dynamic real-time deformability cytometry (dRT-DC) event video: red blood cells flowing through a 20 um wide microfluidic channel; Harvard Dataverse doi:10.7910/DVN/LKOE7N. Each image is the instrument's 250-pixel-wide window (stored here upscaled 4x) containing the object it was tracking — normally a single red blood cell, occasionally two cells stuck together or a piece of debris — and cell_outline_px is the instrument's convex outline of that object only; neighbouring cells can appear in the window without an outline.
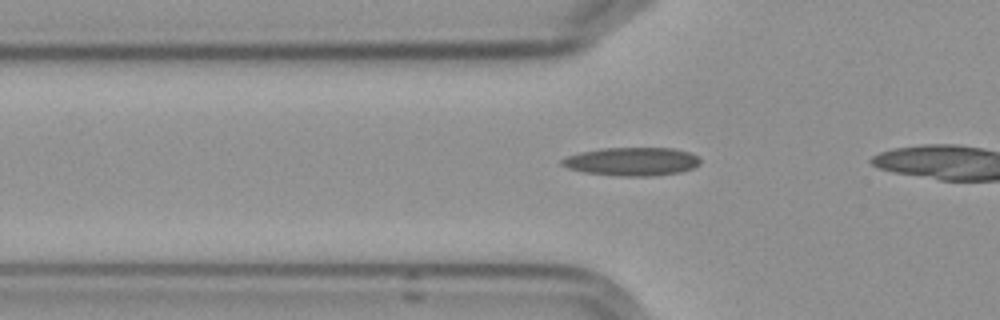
{"species": "Egyptian fruit bat (a non-hibernating species)", "species_latin": "Rousettus aegyptiacus", "temperature_condition": "cold", "stored_images_in_passage": 33, "camera_frame_rate_fps": 3000, "um_per_image_px": 0.085, "frame": {"image": 1, "passage_image": 6, "time_ms": 1.667, "image_size_px": [1000, 320], "cell_outline_px": [[700, 164], [692, 168], [680, 172], [652, 176], [620, 176], [584, 172], [568, 168], [560, 164], [560, 160], [568, 156], [580, 152], [600, 148], [672, 148], [692, 152], [700, 160]], "centroid_in_image_um": [53.71, 13.72], "position_along_channel_um": 72.1, "area_um2": 22.89}}
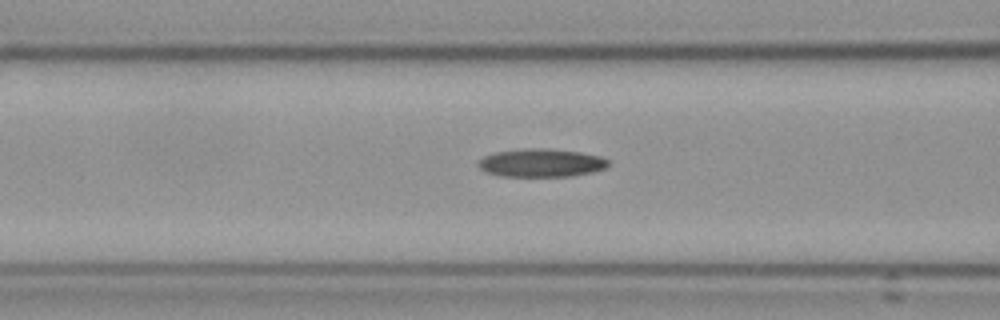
{"frame": {"image": 2, "passage_image": 10, "time_ms": 3.0, "image_size_px": [1000, 320], "cell_outline_px": [[608, 164], [604, 168], [592, 172], [568, 176], [504, 176], [488, 172], [480, 168], [476, 164], [484, 156], [496, 152], [528, 148], [544, 148], [580, 152], [600, 156], [608, 160]], "centroid_in_image_um": [46.0, 13.84], "position_along_channel_um": 120.6, "area_um2": 21.04}}
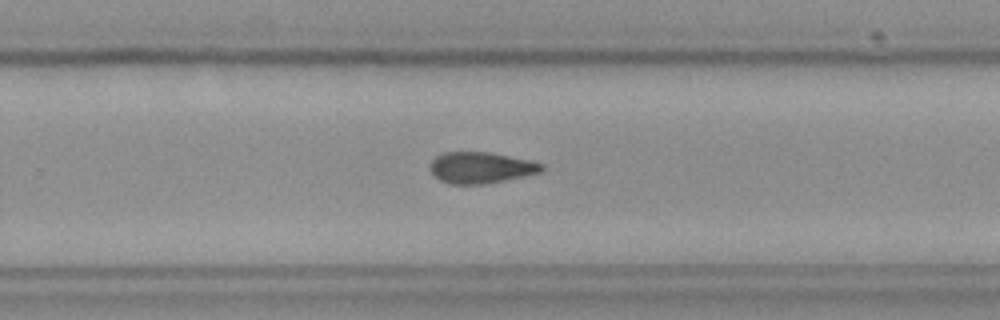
{"frame": {"image": 3, "passage_image": 24, "time_ms": 7.667, "image_size_px": [1000, 320], "cell_outline_px": [[544, 168], [540, 172], [524, 176], [484, 184], [448, 184], [440, 180], [432, 172], [432, 160], [436, 156], [444, 152], [488, 152], [528, 160], [544, 164]], "centroid_in_image_um": [40.88, 14.25], "position_along_channel_um": 288.9, "area_um2": 20.0}}